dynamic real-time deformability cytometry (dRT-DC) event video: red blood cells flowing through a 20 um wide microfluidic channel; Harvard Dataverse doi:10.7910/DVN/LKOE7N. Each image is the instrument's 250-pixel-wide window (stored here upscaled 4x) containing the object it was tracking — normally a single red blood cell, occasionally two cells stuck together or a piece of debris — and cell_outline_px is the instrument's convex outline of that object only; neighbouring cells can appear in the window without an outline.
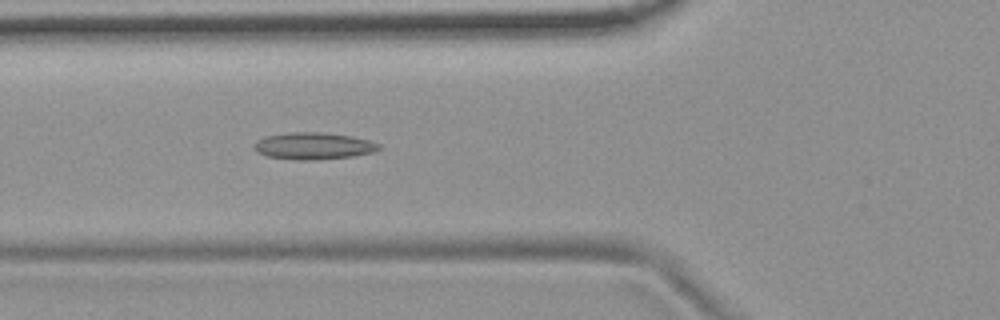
{"species": "common noctule bat (a hibernating species)", "species_latin": "Nyctalus noctula", "temperature_condition": "room temperature", "stored_images_in_passage": 54, "camera_frame_rate_fps": 3000, "um_per_image_px": 0.085, "animal": {"sex": "female", "body_mass_g": 19.9}, "frame": {"image": 1, "passage_image": 20, "time_ms": 6.333, "image_size_px": [1000, 320], "cell_outline_px": [[380, 148], [372, 152], [352, 156], [316, 160], [296, 160], [268, 156], [256, 152], [256, 140], [264, 136], [288, 132], [320, 132], [352, 136], [368, 140], [380, 144]], "centroid_in_image_um": [26.63, 12.4], "position_along_channel_um": 99.2, "area_um2": 19.48}}
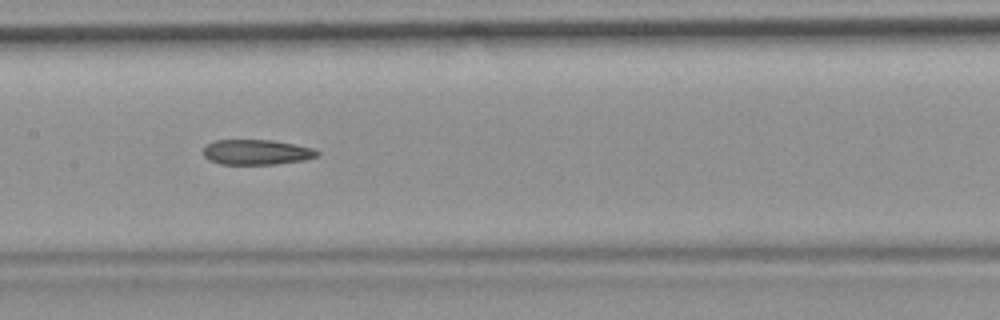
{"frame": {"image": 2, "passage_image": 27, "time_ms": 8.667, "image_size_px": [1000, 320], "cell_outline_px": [[320, 152], [316, 156], [304, 160], [276, 164], [220, 164], [208, 160], [204, 156], [204, 148], [208, 144], [216, 140], [272, 140], [312, 148]], "centroid_in_image_um": [21.78, 12.94], "position_along_channel_um": 185.6, "area_um2": 16.53}}
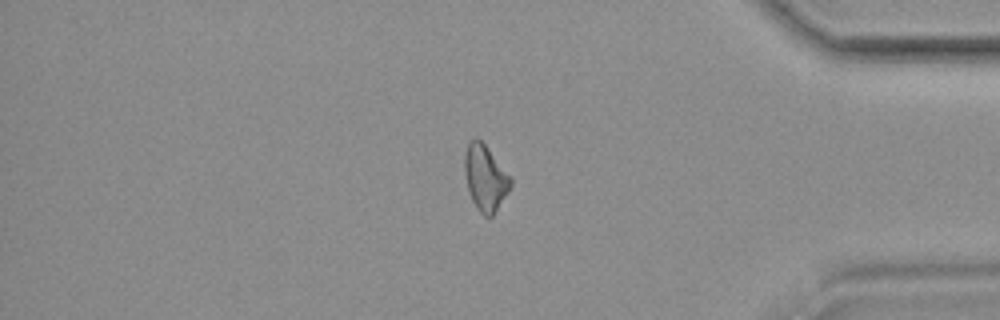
{"frame": {"image": 3, "passage_image": 46, "time_ms": 15.0, "image_size_px": [1000, 320], "cell_outline_px": [[512, 184], [508, 192], [492, 216], [484, 216], [476, 208], [472, 200], [468, 188], [464, 172], [464, 156], [468, 144], [476, 136], [484, 144], [512, 180]], "centroid_in_image_um": [41.22, 15.13], "position_along_channel_um": 394.0, "area_um2": 17.17}, "authors_computed_cell_mechanics": {"area_um2": 18.0625, "velocity_mm_per_s": 3.7086, "shape_relaxation_time_tau1_ms": null, "shape_relaxation_time_tau2_ms": 10.4837, "deformation_change_tau1": null, "deformation_change_tau2": 0.2172}}